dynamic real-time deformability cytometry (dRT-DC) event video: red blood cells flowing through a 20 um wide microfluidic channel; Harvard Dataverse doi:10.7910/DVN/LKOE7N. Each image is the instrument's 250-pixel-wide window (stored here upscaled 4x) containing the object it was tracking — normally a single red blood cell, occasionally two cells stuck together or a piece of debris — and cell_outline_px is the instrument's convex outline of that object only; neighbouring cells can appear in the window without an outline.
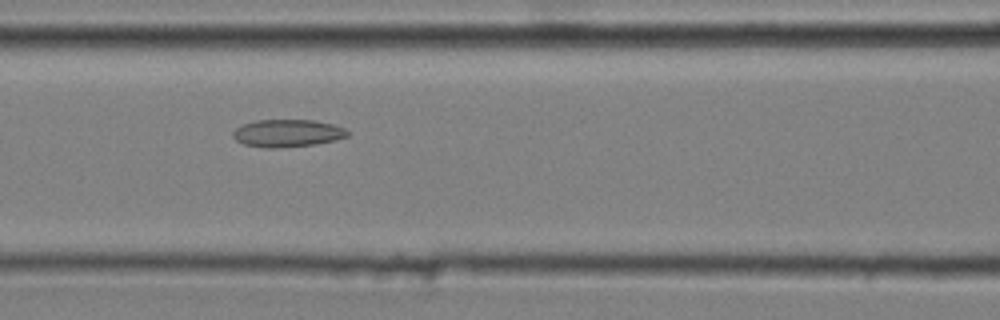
{"species": "common noctule bat (a hibernating species)", "species_latin": "Nyctalus noctula", "temperature_condition": "cold", "stored_images_in_passage": 40, "camera_frame_rate_fps": 3000, "um_per_image_px": 0.085, "animal": {"sex": "male", "body_mass_g": 20.4}, "frame": {"image": 1, "passage_image": 18, "time_ms": 5.667, "image_size_px": [1000, 320], "cell_outline_px": [[348, 136], [336, 140], [316, 144], [276, 148], [264, 148], [244, 144], [236, 140], [232, 136], [232, 132], [236, 128], [244, 124], [256, 120], [312, 120], [332, 124], [344, 128], [348, 132]], "centroid_in_image_um": [24.42, 11.32], "position_along_channel_um": 142.2, "area_um2": 18.32}}
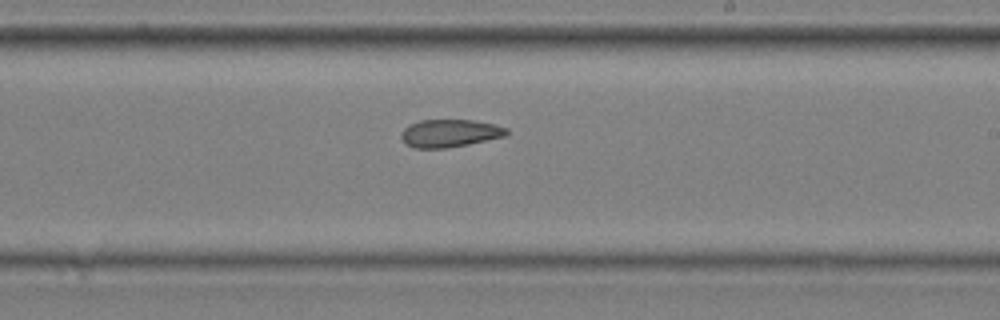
{"frame": {"image": 2, "passage_image": 27, "time_ms": 8.667, "image_size_px": [1000, 320], "cell_outline_px": [[508, 132], [504, 136], [468, 144], [444, 148], [412, 148], [404, 144], [400, 136], [400, 132], [408, 124], [420, 120], [472, 120], [496, 124], [508, 128]], "centroid_in_image_um": [38.17, 11.32], "position_along_channel_um": 250.8, "area_um2": 17.17}}
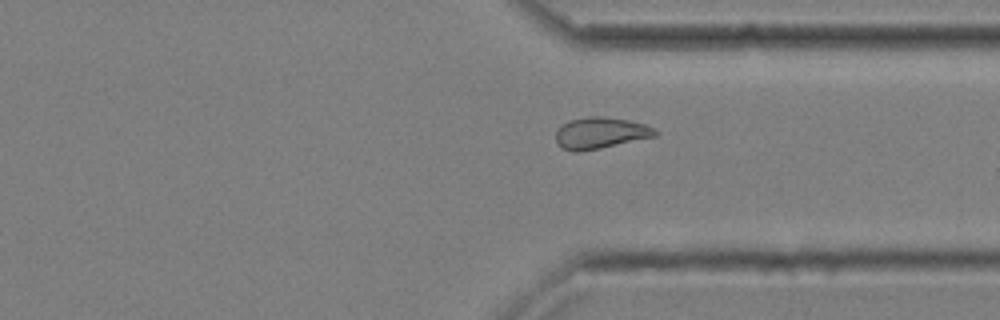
{"frame": {"image": 3, "passage_image": 36, "time_ms": 11.667, "image_size_px": [1000, 320], "cell_outline_px": [[656, 136], [600, 148], [576, 152], [572, 152], [564, 148], [556, 140], [556, 132], [560, 124], [568, 120], [588, 116], [604, 116], [628, 120], [644, 124], [656, 128]], "centroid_in_image_um": [51.02, 11.28], "position_along_channel_um": 360.4, "area_um2": 18.15}}